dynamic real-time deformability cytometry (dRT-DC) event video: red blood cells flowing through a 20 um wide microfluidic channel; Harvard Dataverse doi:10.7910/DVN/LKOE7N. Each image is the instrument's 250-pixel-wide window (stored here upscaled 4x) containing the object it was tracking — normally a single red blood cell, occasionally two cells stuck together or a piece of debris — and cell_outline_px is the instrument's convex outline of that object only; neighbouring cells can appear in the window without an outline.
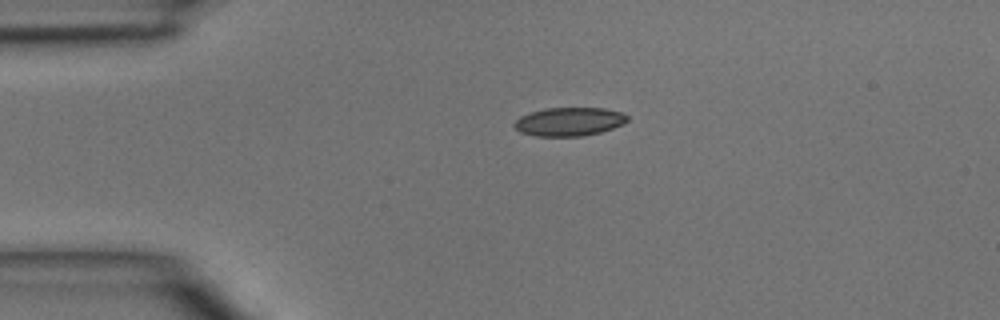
{"species": "common noctule bat (a hibernating species)", "species_latin": "Nyctalus noctula", "temperature_condition": "room temperature", "stored_images_in_passage": 36, "camera_frame_rate_fps": 3000, "um_per_image_px": 0.085, "animal": {"sex": "male", "body_mass_g": 15.6}, "frame": {"image": 1, "passage_image": 1, "time_ms": 0.0, "image_size_px": [1000, 320], "cell_outline_px": [[628, 120], [624, 124], [600, 132], [584, 136], [536, 136], [520, 132], [512, 124], [520, 116], [544, 108], [604, 108], [624, 112], [628, 116]], "centroid_in_image_um": [48.4, 10.34], "position_along_channel_um": 36.6, "area_um2": 18.9}}
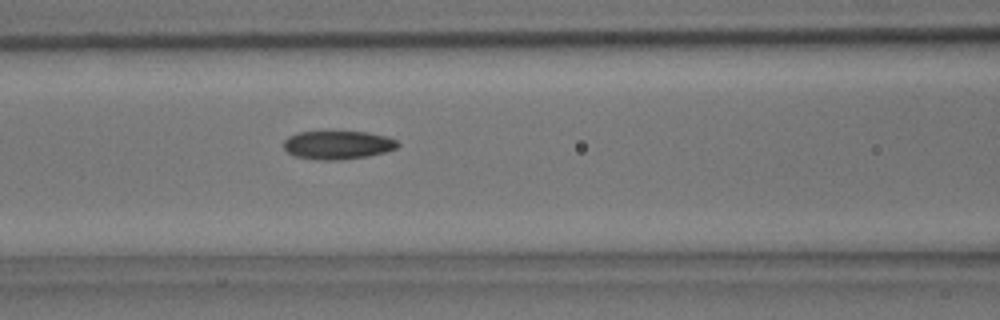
{"frame": {"image": 2, "passage_image": 10, "time_ms": 3.0, "image_size_px": [1000, 320], "cell_outline_px": [[400, 144], [396, 148], [384, 152], [368, 156], [332, 160], [328, 160], [296, 156], [288, 152], [284, 148], [284, 140], [288, 136], [300, 132], [368, 132], [384, 136], [396, 140]], "centroid_in_image_um": [28.71, 12.31], "position_along_channel_um": 137.9, "area_um2": 18.5}}
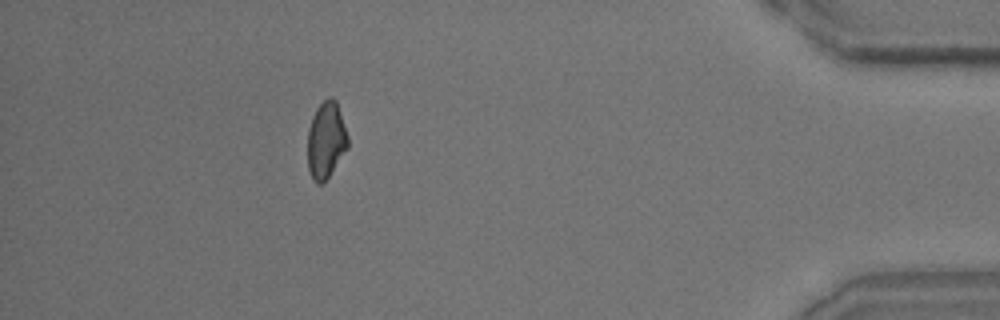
{"frame": {"image": 3, "passage_image": 32, "time_ms": 10.333, "image_size_px": [1000, 320], "cell_outline_px": [[348, 148], [328, 176], [320, 184], [316, 184], [312, 180], [308, 168], [308, 128], [312, 116], [316, 108], [328, 96], [332, 96], [336, 100], [348, 136]], "centroid_in_image_um": [27.7, 11.89], "position_along_channel_um": 407.5, "area_um2": 17.98}}